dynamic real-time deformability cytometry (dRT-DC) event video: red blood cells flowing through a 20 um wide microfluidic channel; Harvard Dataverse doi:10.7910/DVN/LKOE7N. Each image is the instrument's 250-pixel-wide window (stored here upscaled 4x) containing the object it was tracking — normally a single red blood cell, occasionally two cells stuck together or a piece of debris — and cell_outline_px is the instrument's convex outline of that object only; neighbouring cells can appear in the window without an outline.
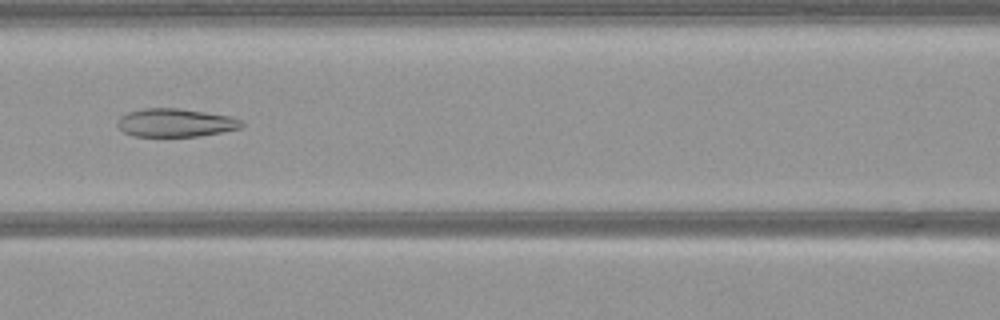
{"species": "common noctule bat (a hibernating species)", "species_latin": "Nyctalus noctula", "temperature_condition": "warm", "stored_images_in_passage": 38, "camera_frame_rate_fps": 3000, "um_per_image_px": 0.085, "animal": {"sex": "female", "body_mass_g": 21.9}, "frame": {"image": 1, "passage_image": 8, "time_ms": 2.333, "image_size_px": [1000, 320], "cell_outline_px": [[244, 124], [240, 128], [200, 136], [132, 136], [124, 132], [116, 124], [120, 116], [128, 112], [144, 108], [176, 108], [204, 112], [228, 116], [244, 120]], "centroid_in_image_um": [14.9, 10.43], "position_along_channel_um": 151.7, "area_um2": 20.35}}
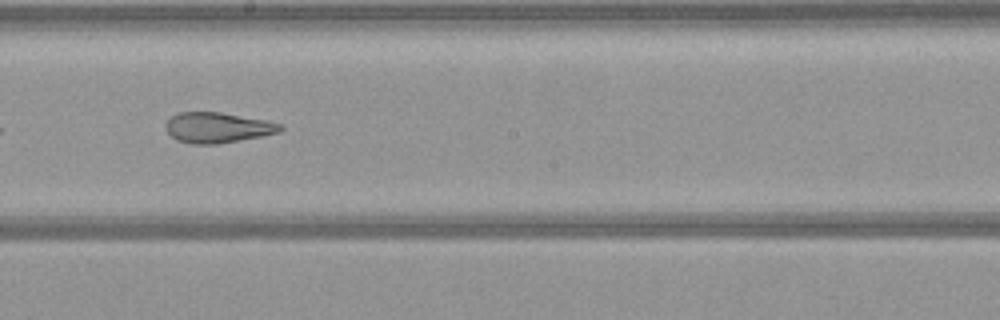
{"frame": {"image": 2, "passage_image": 14, "time_ms": 4.333, "image_size_px": [1000, 320], "cell_outline_px": [[284, 128], [280, 132], [260, 136], [216, 144], [192, 144], [176, 140], [164, 128], [164, 124], [172, 116], [180, 112], [220, 112], [264, 120], [284, 124]], "centroid_in_image_um": [18.48, 10.84], "position_along_channel_um": 229.7, "area_um2": 20.23}}
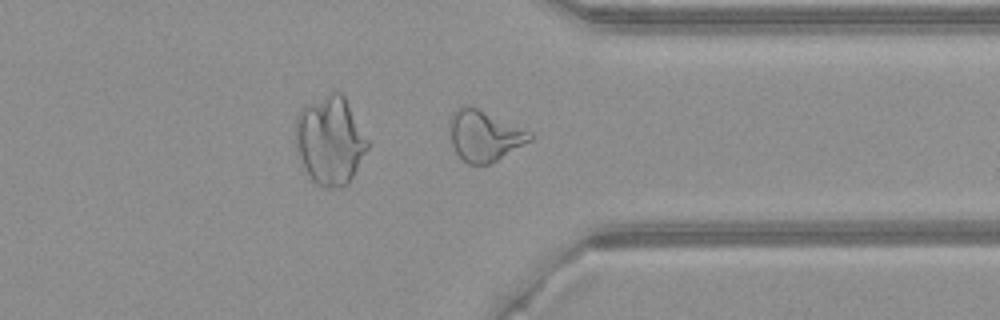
{"frame": {"image": 3, "passage_image": 25, "time_ms": 8.0, "image_size_px": [1000, 320], "cell_outline_px": [[532, 140], [496, 160], [488, 164], [468, 164], [456, 152], [452, 144], [452, 112], [456, 108], [468, 104], [532, 132]], "centroid_in_image_um": [41.19, 11.53], "position_along_channel_um": 370.2, "area_um2": 23.12}}